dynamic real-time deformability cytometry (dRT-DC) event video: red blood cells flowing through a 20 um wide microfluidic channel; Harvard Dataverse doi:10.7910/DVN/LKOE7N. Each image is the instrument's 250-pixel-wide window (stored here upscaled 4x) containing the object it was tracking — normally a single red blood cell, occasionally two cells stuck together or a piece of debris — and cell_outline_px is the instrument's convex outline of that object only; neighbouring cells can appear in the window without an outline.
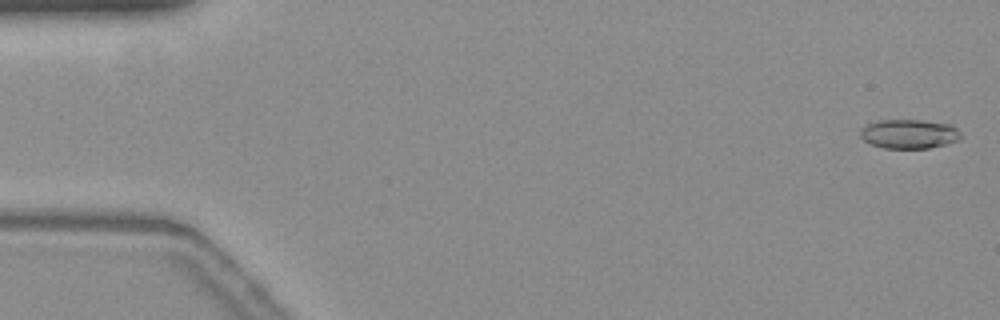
{"species": "common noctule bat (a hibernating species)", "species_latin": "Nyctalus noctula", "temperature_condition": "warm", "stored_images_in_passage": 11, "camera_frame_rate_fps": 3000, "um_per_image_px": 0.085, "animal": {"sex": "female", "body_mass_g": 19.3, "forearm_length_mm": 54.1}, "frame": {"image": 1, "passage_image": 2, "time_ms": 0.333, "image_size_px": [1000, 320], "cell_outline_px": [[960, 140], [928, 148], [884, 148], [872, 144], [864, 140], [860, 136], [860, 132], [868, 124], [880, 120], [920, 120], [948, 124], [956, 128], [960, 132]], "centroid_in_image_um": [77.28, 11.39], "position_along_channel_um": 7.7, "area_um2": 16.82}}